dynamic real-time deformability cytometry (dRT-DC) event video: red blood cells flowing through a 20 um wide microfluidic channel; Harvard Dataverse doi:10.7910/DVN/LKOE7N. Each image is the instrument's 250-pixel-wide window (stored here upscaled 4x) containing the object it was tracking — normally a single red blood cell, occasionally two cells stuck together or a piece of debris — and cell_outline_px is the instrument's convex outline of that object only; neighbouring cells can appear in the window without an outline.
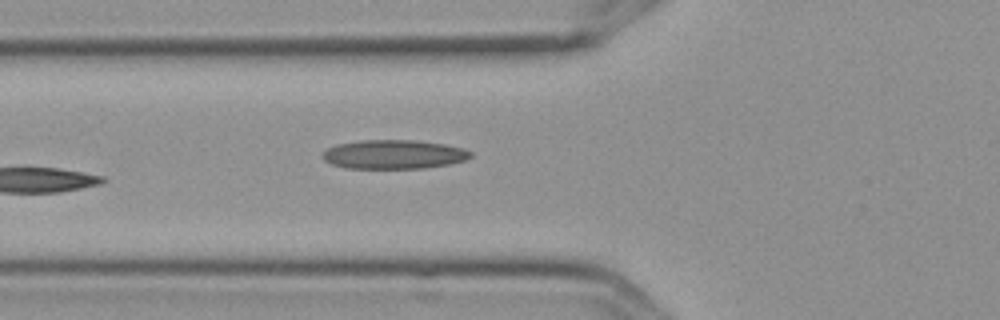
{"species": "Egyptian fruit bat (a non-hibernating species)", "species_latin": "Rousettus aegyptiacus", "temperature_condition": "cold", "stored_images_in_passage": 5, "camera_frame_rate_fps": 3000, "um_per_image_px": 0.085, "frame": {"image": 1, "passage_image": 5, "time_ms": 1.333, "image_size_px": [1000, 320], "cell_outline_px": [[472, 156], [464, 160], [448, 164], [424, 168], [344, 168], [332, 164], [324, 160], [320, 156], [320, 152], [324, 148], [336, 144], [360, 140], [416, 140], [444, 144], [464, 148], [472, 152]], "centroid_in_image_um": [33.4, 13.11], "position_along_channel_um": 92.4, "area_um2": 25.32}}